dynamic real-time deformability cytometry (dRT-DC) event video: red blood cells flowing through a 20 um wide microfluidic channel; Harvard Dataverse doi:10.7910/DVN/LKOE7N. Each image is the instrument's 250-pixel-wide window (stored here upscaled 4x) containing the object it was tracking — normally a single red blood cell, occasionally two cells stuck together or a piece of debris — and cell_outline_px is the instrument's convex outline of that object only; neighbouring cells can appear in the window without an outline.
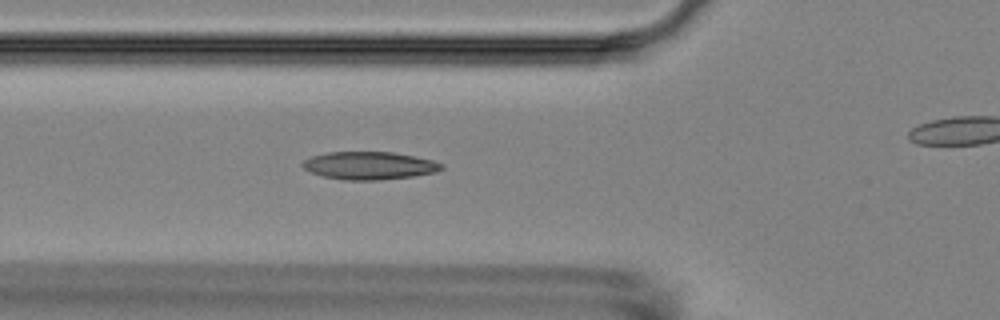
{"species": "Egyptian fruit bat (a non-hibernating species)", "species_latin": "Rousettus aegyptiacus", "temperature_condition": "room temperature", "stored_images_in_passage": 5, "camera_frame_rate_fps": 3000, "um_per_image_px": 0.085, "animal": {"sex": "female"}, "frame": {"image": 1, "passage_image": 4, "time_ms": 3.333, "image_size_px": [1000, 320], "cell_outline_px": [[444, 168], [436, 172], [412, 176], [380, 180], [340, 180], [324, 176], [312, 172], [304, 168], [300, 164], [304, 160], [312, 156], [328, 152], [392, 152], [432, 160], [444, 164]], "centroid_in_image_um": [31.39, 14.08], "position_along_channel_um": 94.4, "area_um2": 22.43}}